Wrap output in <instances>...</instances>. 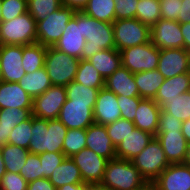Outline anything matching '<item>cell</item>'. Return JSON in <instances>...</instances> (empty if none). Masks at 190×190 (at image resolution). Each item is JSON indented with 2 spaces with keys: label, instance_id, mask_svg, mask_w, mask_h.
I'll return each mask as SVG.
<instances>
[{
  "label": "cell",
  "instance_id": "6da1fadb",
  "mask_svg": "<svg viewBox=\"0 0 190 190\" xmlns=\"http://www.w3.org/2000/svg\"><path fill=\"white\" fill-rule=\"evenodd\" d=\"M68 128L58 119L45 120L32 115L30 154L63 152V141Z\"/></svg>",
  "mask_w": 190,
  "mask_h": 190
},
{
  "label": "cell",
  "instance_id": "7a4b0ae2",
  "mask_svg": "<svg viewBox=\"0 0 190 190\" xmlns=\"http://www.w3.org/2000/svg\"><path fill=\"white\" fill-rule=\"evenodd\" d=\"M78 24L86 39L80 59L88 60L102 49L115 48L113 24L96 20L78 11Z\"/></svg>",
  "mask_w": 190,
  "mask_h": 190
},
{
  "label": "cell",
  "instance_id": "3957f363",
  "mask_svg": "<svg viewBox=\"0 0 190 190\" xmlns=\"http://www.w3.org/2000/svg\"><path fill=\"white\" fill-rule=\"evenodd\" d=\"M146 181L131 161L114 158L108 161L101 184L113 190H134Z\"/></svg>",
  "mask_w": 190,
  "mask_h": 190
},
{
  "label": "cell",
  "instance_id": "277c9868",
  "mask_svg": "<svg viewBox=\"0 0 190 190\" xmlns=\"http://www.w3.org/2000/svg\"><path fill=\"white\" fill-rule=\"evenodd\" d=\"M37 42V22L28 13L0 22V45H29Z\"/></svg>",
  "mask_w": 190,
  "mask_h": 190
},
{
  "label": "cell",
  "instance_id": "5b68a950",
  "mask_svg": "<svg viewBox=\"0 0 190 190\" xmlns=\"http://www.w3.org/2000/svg\"><path fill=\"white\" fill-rule=\"evenodd\" d=\"M79 60L53 46L47 47L44 67L52 85L66 87L74 81Z\"/></svg>",
  "mask_w": 190,
  "mask_h": 190
},
{
  "label": "cell",
  "instance_id": "8992f818",
  "mask_svg": "<svg viewBox=\"0 0 190 190\" xmlns=\"http://www.w3.org/2000/svg\"><path fill=\"white\" fill-rule=\"evenodd\" d=\"M112 24L118 51L151 41V28L136 18L115 20Z\"/></svg>",
  "mask_w": 190,
  "mask_h": 190
},
{
  "label": "cell",
  "instance_id": "52a82bcc",
  "mask_svg": "<svg viewBox=\"0 0 190 190\" xmlns=\"http://www.w3.org/2000/svg\"><path fill=\"white\" fill-rule=\"evenodd\" d=\"M131 162L147 181H154L170 165L155 136Z\"/></svg>",
  "mask_w": 190,
  "mask_h": 190
},
{
  "label": "cell",
  "instance_id": "ba28073f",
  "mask_svg": "<svg viewBox=\"0 0 190 190\" xmlns=\"http://www.w3.org/2000/svg\"><path fill=\"white\" fill-rule=\"evenodd\" d=\"M76 11L62 5L58 10L49 14L44 20L37 22V43L43 46H54L61 38L67 23Z\"/></svg>",
  "mask_w": 190,
  "mask_h": 190
},
{
  "label": "cell",
  "instance_id": "9c48e42d",
  "mask_svg": "<svg viewBox=\"0 0 190 190\" xmlns=\"http://www.w3.org/2000/svg\"><path fill=\"white\" fill-rule=\"evenodd\" d=\"M121 63L132 73L156 70L158 68L160 50L150 41L120 51Z\"/></svg>",
  "mask_w": 190,
  "mask_h": 190
},
{
  "label": "cell",
  "instance_id": "30bf717a",
  "mask_svg": "<svg viewBox=\"0 0 190 190\" xmlns=\"http://www.w3.org/2000/svg\"><path fill=\"white\" fill-rule=\"evenodd\" d=\"M67 100L64 86H51L43 94L33 98L32 115L39 119H57Z\"/></svg>",
  "mask_w": 190,
  "mask_h": 190
},
{
  "label": "cell",
  "instance_id": "8fae6325",
  "mask_svg": "<svg viewBox=\"0 0 190 190\" xmlns=\"http://www.w3.org/2000/svg\"><path fill=\"white\" fill-rule=\"evenodd\" d=\"M71 159L80 169L84 183L91 185L102 182L108 159L88 148H84L79 153L74 154Z\"/></svg>",
  "mask_w": 190,
  "mask_h": 190
},
{
  "label": "cell",
  "instance_id": "7c38bea8",
  "mask_svg": "<svg viewBox=\"0 0 190 190\" xmlns=\"http://www.w3.org/2000/svg\"><path fill=\"white\" fill-rule=\"evenodd\" d=\"M151 42L160 49L184 48V37L177 21L160 19L151 27Z\"/></svg>",
  "mask_w": 190,
  "mask_h": 190
},
{
  "label": "cell",
  "instance_id": "4fadbf2b",
  "mask_svg": "<svg viewBox=\"0 0 190 190\" xmlns=\"http://www.w3.org/2000/svg\"><path fill=\"white\" fill-rule=\"evenodd\" d=\"M95 104L72 103L67 99L58 115L68 129H86L94 123Z\"/></svg>",
  "mask_w": 190,
  "mask_h": 190
},
{
  "label": "cell",
  "instance_id": "5bb4252c",
  "mask_svg": "<svg viewBox=\"0 0 190 190\" xmlns=\"http://www.w3.org/2000/svg\"><path fill=\"white\" fill-rule=\"evenodd\" d=\"M22 45H0V70L2 81L18 82L26 74L22 67Z\"/></svg>",
  "mask_w": 190,
  "mask_h": 190
},
{
  "label": "cell",
  "instance_id": "9a60e30c",
  "mask_svg": "<svg viewBox=\"0 0 190 190\" xmlns=\"http://www.w3.org/2000/svg\"><path fill=\"white\" fill-rule=\"evenodd\" d=\"M157 70L165 79L190 72V51L184 48L160 49Z\"/></svg>",
  "mask_w": 190,
  "mask_h": 190
},
{
  "label": "cell",
  "instance_id": "2e32d148",
  "mask_svg": "<svg viewBox=\"0 0 190 190\" xmlns=\"http://www.w3.org/2000/svg\"><path fill=\"white\" fill-rule=\"evenodd\" d=\"M154 182L159 190H190V167L184 163L170 164Z\"/></svg>",
  "mask_w": 190,
  "mask_h": 190
},
{
  "label": "cell",
  "instance_id": "e0dca14e",
  "mask_svg": "<svg viewBox=\"0 0 190 190\" xmlns=\"http://www.w3.org/2000/svg\"><path fill=\"white\" fill-rule=\"evenodd\" d=\"M85 43L86 39L82 36L81 24H78V11H76L67 23V28L63 31L61 38L53 47L80 59Z\"/></svg>",
  "mask_w": 190,
  "mask_h": 190
},
{
  "label": "cell",
  "instance_id": "ac0fdd59",
  "mask_svg": "<svg viewBox=\"0 0 190 190\" xmlns=\"http://www.w3.org/2000/svg\"><path fill=\"white\" fill-rule=\"evenodd\" d=\"M94 123L108 125L121 118L117 95L112 91L101 88L98 91L94 107Z\"/></svg>",
  "mask_w": 190,
  "mask_h": 190
},
{
  "label": "cell",
  "instance_id": "d6986e66",
  "mask_svg": "<svg viewBox=\"0 0 190 190\" xmlns=\"http://www.w3.org/2000/svg\"><path fill=\"white\" fill-rule=\"evenodd\" d=\"M86 148L108 160L116 158V147L104 125L93 123L86 128Z\"/></svg>",
  "mask_w": 190,
  "mask_h": 190
},
{
  "label": "cell",
  "instance_id": "ffe728a7",
  "mask_svg": "<svg viewBox=\"0 0 190 190\" xmlns=\"http://www.w3.org/2000/svg\"><path fill=\"white\" fill-rule=\"evenodd\" d=\"M156 138L161 143L169 164L184 162L188 142L181 131H163Z\"/></svg>",
  "mask_w": 190,
  "mask_h": 190
},
{
  "label": "cell",
  "instance_id": "44dd1931",
  "mask_svg": "<svg viewBox=\"0 0 190 190\" xmlns=\"http://www.w3.org/2000/svg\"><path fill=\"white\" fill-rule=\"evenodd\" d=\"M104 87L117 96H139L137 85L134 80V73L122 65L104 80Z\"/></svg>",
  "mask_w": 190,
  "mask_h": 190
},
{
  "label": "cell",
  "instance_id": "7402d4cb",
  "mask_svg": "<svg viewBox=\"0 0 190 190\" xmlns=\"http://www.w3.org/2000/svg\"><path fill=\"white\" fill-rule=\"evenodd\" d=\"M161 108L154 99H142L136 109L135 127L156 137Z\"/></svg>",
  "mask_w": 190,
  "mask_h": 190
},
{
  "label": "cell",
  "instance_id": "603a6c76",
  "mask_svg": "<svg viewBox=\"0 0 190 190\" xmlns=\"http://www.w3.org/2000/svg\"><path fill=\"white\" fill-rule=\"evenodd\" d=\"M154 135L135 128L116 147V158L131 161L152 140Z\"/></svg>",
  "mask_w": 190,
  "mask_h": 190
},
{
  "label": "cell",
  "instance_id": "cb8c5ba5",
  "mask_svg": "<svg viewBox=\"0 0 190 190\" xmlns=\"http://www.w3.org/2000/svg\"><path fill=\"white\" fill-rule=\"evenodd\" d=\"M33 98L18 82H0V109L32 108Z\"/></svg>",
  "mask_w": 190,
  "mask_h": 190
},
{
  "label": "cell",
  "instance_id": "d4e9b609",
  "mask_svg": "<svg viewBox=\"0 0 190 190\" xmlns=\"http://www.w3.org/2000/svg\"><path fill=\"white\" fill-rule=\"evenodd\" d=\"M32 116V108L0 109V147L8 143L12 129Z\"/></svg>",
  "mask_w": 190,
  "mask_h": 190
},
{
  "label": "cell",
  "instance_id": "484cf974",
  "mask_svg": "<svg viewBox=\"0 0 190 190\" xmlns=\"http://www.w3.org/2000/svg\"><path fill=\"white\" fill-rule=\"evenodd\" d=\"M187 91H190V72L165 79L159 87L154 101L160 105L165 99H174Z\"/></svg>",
  "mask_w": 190,
  "mask_h": 190
},
{
  "label": "cell",
  "instance_id": "4316f807",
  "mask_svg": "<svg viewBox=\"0 0 190 190\" xmlns=\"http://www.w3.org/2000/svg\"><path fill=\"white\" fill-rule=\"evenodd\" d=\"M134 80L137 85L139 97L142 99H154L165 78L156 69L134 73Z\"/></svg>",
  "mask_w": 190,
  "mask_h": 190
},
{
  "label": "cell",
  "instance_id": "83f0119b",
  "mask_svg": "<svg viewBox=\"0 0 190 190\" xmlns=\"http://www.w3.org/2000/svg\"><path fill=\"white\" fill-rule=\"evenodd\" d=\"M88 61L98 70L99 74L106 79L121 65V53L116 48L102 49Z\"/></svg>",
  "mask_w": 190,
  "mask_h": 190
},
{
  "label": "cell",
  "instance_id": "f1b7e54d",
  "mask_svg": "<svg viewBox=\"0 0 190 190\" xmlns=\"http://www.w3.org/2000/svg\"><path fill=\"white\" fill-rule=\"evenodd\" d=\"M49 180L56 188L65 184L84 183L80 169L76 166L71 157H66L64 161L53 170Z\"/></svg>",
  "mask_w": 190,
  "mask_h": 190
},
{
  "label": "cell",
  "instance_id": "f546056e",
  "mask_svg": "<svg viewBox=\"0 0 190 190\" xmlns=\"http://www.w3.org/2000/svg\"><path fill=\"white\" fill-rule=\"evenodd\" d=\"M18 84L32 97L43 94L52 86L46 68L43 67L31 73H26Z\"/></svg>",
  "mask_w": 190,
  "mask_h": 190
},
{
  "label": "cell",
  "instance_id": "4dcf8cb0",
  "mask_svg": "<svg viewBox=\"0 0 190 190\" xmlns=\"http://www.w3.org/2000/svg\"><path fill=\"white\" fill-rule=\"evenodd\" d=\"M47 47L40 43L23 46L22 67L26 73H31L44 67Z\"/></svg>",
  "mask_w": 190,
  "mask_h": 190
},
{
  "label": "cell",
  "instance_id": "1f68e13d",
  "mask_svg": "<svg viewBox=\"0 0 190 190\" xmlns=\"http://www.w3.org/2000/svg\"><path fill=\"white\" fill-rule=\"evenodd\" d=\"M6 172L20 173L30 154L28 149L17 145L6 144L0 147Z\"/></svg>",
  "mask_w": 190,
  "mask_h": 190
},
{
  "label": "cell",
  "instance_id": "d6a6232c",
  "mask_svg": "<svg viewBox=\"0 0 190 190\" xmlns=\"http://www.w3.org/2000/svg\"><path fill=\"white\" fill-rule=\"evenodd\" d=\"M82 12L99 21L107 23L115 21L114 0H89Z\"/></svg>",
  "mask_w": 190,
  "mask_h": 190
},
{
  "label": "cell",
  "instance_id": "836d02e7",
  "mask_svg": "<svg viewBox=\"0 0 190 190\" xmlns=\"http://www.w3.org/2000/svg\"><path fill=\"white\" fill-rule=\"evenodd\" d=\"M161 111H166L180 121L190 119V91L181 93L174 99H165L160 105Z\"/></svg>",
  "mask_w": 190,
  "mask_h": 190
},
{
  "label": "cell",
  "instance_id": "e575fe53",
  "mask_svg": "<svg viewBox=\"0 0 190 190\" xmlns=\"http://www.w3.org/2000/svg\"><path fill=\"white\" fill-rule=\"evenodd\" d=\"M104 78L98 70L88 61L79 60L78 69L74 81L90 88H104Z\"/></svg>",
  "mask_w": 190,
  "mask_h": 190
},
{
  "label": "cell",
  "instance_id": "d590c367",
  "mask_svg": "<svg viewBox=\"0 0 190 190\" xmlns=\"http://www.w3.org/2000/svg\"><path fill=\"white\" fill-rule=\"evenodd\" d=\"M100 89L90 88L75 81L65 87L67 99L71 100L72 103L80 104H95Z\"/></svg>",
  "mask_w": 190,
  "mask_h": 190
},
{
  "label": "cell",
  "instance_id": "8d00e7d4",
  "mask_svg": "<svg viewBox=\"0 0 190 190\" xmlns=\"http://www.w3.org/2000/svg\"><path fill=\"white\" fill-rule=\"evenodd\" d=\"M136 19L150 28L161 19L160 0H139Z\"/></svg>",
  "mask_w": 190,
  "mask_h": 190
},
{
  "label": "cell",
  "instance_id": "74e56055",
  "mask_svg": "<svg viewBox=\"0 0 190 190\" xmlns=\"http://www.w3.org/2000/svg\"><path fill=\"white\" fill-rule=\"evenodd\" d=\"M62 148L66 157H72L86 148V129H68Z\"/></svg>",
  "mask_w": 190,
  "mask_h": 190
},
{
  "label": "cell",
  "instance_id": "f35d334b",
  "mask_svg": "<svg viewBox=\"0 0 190 190\" xmlns=\"http://www.w3.org/2000/svg\"><path fill=\"white\" fill-rule=\"evenodd\" d=\"M28 13L38 22L62 6V0H28Z\"/></svg>",
  "mask_w": 190,
  "mask_h": 190
},
{
  "label": "cell",
  "instance_id": "ab89813d",
  "mask_svg": "<svg viewBox=\"0 0 190 190\" xmlns=\"http://www.w3.org/2000/svg\"><path fill=\"white\" fill-rule=\"evenodd\" d=\"M31 128H32V116L26 121L17 124L11 131L8 144L17 145L22 148L28 149L29 142L31 141Z\"/></svg>",
  "mask_w": 190,
  "mask_h": 190
},
{
  "label": "cell",
  "instance_id": "60d3db41",
  "mask_svg": "<svg viewBox=\"0 0 190 190\" xmlns=\"http://www.w3.org/2000/svg\"><path fill=\"white\" fill-rule=\"evenodd\" d=\"M105 127L107 134L111 138L115 147H117V145L136 128L132 121L122 118L106 125Z\"/></svg>",
  "mask_w": 190,
  "mask_h": 190
},
{
  "label": "cell",
  "instance_id": "b9f144b4",
  "mask_svg": "<svg viewBox=\"0 0 190 190\" xmlns=\"http://www.w3.org/2000/svg\"><path fill=\"white\" fill-rule=\"evenodd\" d=\"M22 177L29 183L39 178H43L42 167L38 154H29L26 163L21 168Z\"/></svg>",
  "mask_w": 190,
  "mask_h": 190
},
{
  "label": "cell",
  "instance_id": "7bdbcfd3",
  "mask_svg": "<svg viewBox=\"0 0 190 190\" xmlns=\"http://www.w3.org/2000/svg\"><path fill=\"white\" fill-rule=\"evenodd\" d=\"M28 1L2 0V21L13 20L15 17L28 12Z\"/></svg>",
  "mask_w": 190,
  "mask_h": 190
},
{
  "label": "cell",
  "instance_id": "ee69618b",
  "mask_svg": "<svg viewBox=\"0 0 190 190\" xmlns=\"http://www.w3.org/2000/svg\"><path fill=\"white\" fill-rule=\"evenodd\" d=\"M40 163L43 172V178H49L53 170L61 164L66 156L63 152H44L39 154Z\"/></svg>",
  "mask_w": 190,
  "mask_h": 190
},
{
  "label": "cell",
  "instance_id": "f6af8a7d",
  "mask_svg": "<svg viewBox=\"0 0 190 190\" xmlns=\"http://www.w3.org/2000/svg\"><path fill=\"white\" fill-rule=\"evenodd\" d=\"M142 100L141 97H127L124 95L117 96L118 106L121 112V118L129 121H134L136 115V109L139 102Z\"/></svg>",
  "mask_w": 190,
  "mask_h": 190
},
{
  "label": "cell",
  "instance_id": "bcb514c9",
  "mask_svg": "<svg viewBox=\"0 0 190 190\" xmlns=\"http://www.w3.org/2000/svg\"><path fill=\"white\" fill-rule=\"evenodd\" d=\"M138 1L139 0H114L115 20L136 18Z\"/></svg>",
  "mask_w": 190,
  "mask_h": 190
},
{
  "label": "cell",
  "instance_id": "7dc6e473",
  "mask_svg": "<svg viewBox=\"0 0 190 190\" xmlns=\"http://www.w3.org/2000/svg\"><path fill=\"white\" fill-rule=\"evenodd\" d=\"M28 182L19 173L6 172L0 180V190H27Z\"/></svg>",
  "mask_w": 190,
  "mask_h": 190
},
{
  "label": "cell",
  "instance_id": "c3c4849f",
  "mask_svg": "<svg viewBox=\"0 0 190 190\" xmlns=\"http://www.w3.org/2000/svg\"><path fill=\"white\" fill-rule=\"evenodd\" d=\"M182 0H160L161 19L178 21Z\"/></svg>",
  "mask_w": 190,
  "mask_h": 190
},
{
  "label": "cell",
  "instance_id": "681fc988",
  "mask_svg": "<svg viewBox=\"0 0 190 190\" xmlns=\"http://www.w3.org/2000/svg\"><path fill=\"white\" fill-rule=\"evenodd\" d=\"M182 121L166 111L160 112L156 136L163 131H181Z\"/></svg>",
  "mask_w": 190,
  "mask_h": 190
},
{
  "label": "cell",
  "instance_id": "f907efd6",
  "mask_svg": "<svg viewBox=\"0 0 190 190\" xmlns=\"http://www.w3.org/2000/svg\"><path fill=\"white\" fill-rule=\"evenodd\" d=\"M57 188L50 182L49 178H39L31 181L27 185V190H56Z\"/></svg>",
  "mask_w": 190,
  "mask_h": 190
},
{
  "label": "cell",
  "instance_id": "816d5d0a",
  "mask_svg": "<svg viewBox=\"0 0 190 190\" xmlns=\"http://www.w3.org/2000/svg\"><path fill=\"white\" fill-rule=\"evenodd\" d=\"M179 24L188 22L190 23V2L188 0H182V6L180 9V15L178 17Z\"/></svg>",
  "mask_w": 190,
  "mask_h": 190
},
{
  "label": "cell",
  "instance_id": "f5cc1de1",
  "mask_svg": "<svg viewBox=\"0 0 190 190\" xmlns=\"http://www.w3.org/2000/svg\"><path fill=\"white\" fill-rule=\"evenodd\" d=\"M89 0H62V5L74 9L75 11H82Z\"/></svg>",
  "mask_w": 190,
  "mask_h": 190
},
{
  "label": "cell",
  "instance_id": "db71d44e",
  "mask_svg": "<svg viewBox=\"0 0 190 190\" xmlns=\"http://www.w3.org/2000/svg\"><path fill=\"white\" fill-rule=\"evenodd\" d=\"M180 29L184 37V49L190 51V23L185 22L180 24Z\"/></svg>",
  "mask_w": 190,
  "mask_h": 190
},
{
  "label": "cell",
  "instance_id": "11a10c76",
  "mask_svg": "<svg viewBox=\"0 0 190 190\" xmlns=\"http://www.w3.org/2000/svg\"><path fill=\"white\" fill-rule=\"evenodd\" d=\"M90 185L87 183L65 184L56 190H89Z\"/></svg>",
  "mask_w": 190,
  "mask_h": 190
},
{
  "label": "cell",
  "instance_id": "9f6ffc18",
  "mask_svg": "<svg viewBox=\"0 0 190 190\" xmlns=\"http://www.w3.org/2000/svg\"><path fill=\"white\" fill-rule=\"evenodd\" d=\"M181 132L187 142H190V119L182 122Z\"/></svg>",
  "mask_w": 190,
  "mask_h": 190
},
{
  "label": "cell",
  "instance_id": "6f0895ef",
  "mask_svg": "<svg viewBox=\"0 0 190 190\" xmlns=\"http://www.w3.org/2000/svg\"><path fill=\"white\" fill-rule=\"evenodd\" d=\"M134 190H159L154 181H146L142 186Z\"/></svg>",
  "mask_w": 190,
  "mask_h": 190
},
{
  "label": "cell",
  "instance_id": "680465c9",
  "mask_svg": "<svg viewBox=\"0 0 190 190\" xmlns=\"http://www.w3.org/2000/svg\"><path fill=\"white\" fill-rule=\"evenodd\" d=\"M89 190H113V189L99 183V184H91Z\"/></svg>",
  "mask_w": 190,
  "mask_h": 190
},
{
  "label": "cell",
  "instance_id": "91938a15",
  "mask_svg": "<svg viewBox=\"0 0 190 190\" xmlns=\"http://www.w3.org/2000/svg\"><path fill=\"white\" fill-rule=\"evenodd\" d=\"M6 173V168H5V164L3 161V157H2V153L0 150V180L2 178V176Z\"/></svg>",
  "mask_w": 190,
  "mask_h": 190
},
{
  "label": "cell",
  "instance_id": "94428289",
  "mask_svg": "<svg viewBox=\"0 0 190 190\" xmlns=\"http://www.w3.org/2000/svg\"><path fill=\"white\" fill-rule=\"evenodd\" d=\"M183 163L190 167V142L187 143V150Z\"/></svg>",
  "mask_w": 190,
  "mask_h": 190
},
{
  "label": "cell",
  "instance_id": "6125c7cd",
  "mask_svg": "<svg viewBox=\"0 0 190 190\" xmlns=\"http://www.w3.org/2000/svg\"><path fill=\"white\" fill-rule=\"evenodd\" d=\"M2 21V0H0V22Z\"/></svg>",
  "mask_w": 190,
  "mask_h": 190
},
{
  "label": "cell",
  "instance_id": "be15d7a7",
  "mask_svg": "<svg viewBox=\"0 0 190 190\" xmlns=\"http://www.w3.org/2000/svg\"><path fill=\"white\" fill-rule=\"evenodd\" d=\"M2 81V76H1V70H0V82Z\"/></svg>",
  "mask_w": 190,
  "mask_h": 190
}]
</instances>
